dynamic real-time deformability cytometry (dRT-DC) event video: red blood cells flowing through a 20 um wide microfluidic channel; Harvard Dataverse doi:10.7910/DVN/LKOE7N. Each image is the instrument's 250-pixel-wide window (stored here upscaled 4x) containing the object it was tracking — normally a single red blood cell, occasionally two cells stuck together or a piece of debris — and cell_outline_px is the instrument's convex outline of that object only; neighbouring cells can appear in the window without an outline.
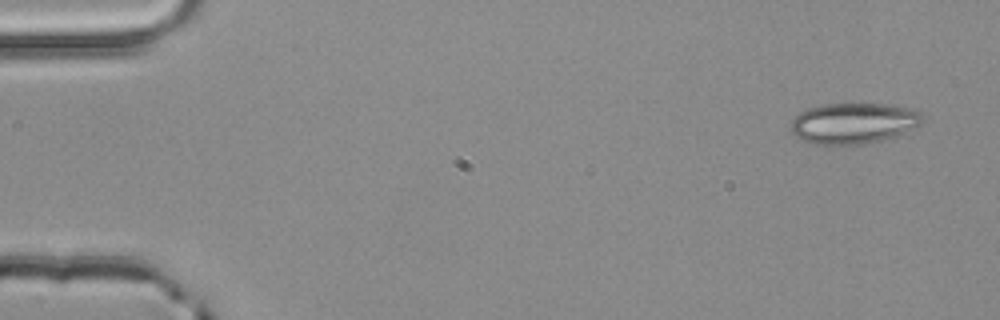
{"species": "common noctule bat (a hibernating species)", "species_latin": "Nyctalus noctula", "temperature_condition": "room temperature", "stored_images_in_passage": 3, "camera_frame_rate_fps": 3000, "um_per_image_px": 0.085, "animal": {"sex": "male", "body_mass_g": 20.4}, "frame": {"image": 1, "passage_image": 1, "time_ms": 0.0, "image_size_px": [1000, 320], "cell_outline_px": [[924, 120], [916, 128], [896, 136], [852, 148], [840, 148], [816, 144], [804, 140], [796, 136], [788, 128], [792, 120], [800, 112], [808, 108], [820, 104], [888, 104], [920, 112], [924, 116]], "centroid_in_image_um": [72.52, 10.53], "position_along_channel_um": 12.5, "area_um2": 32.25}}